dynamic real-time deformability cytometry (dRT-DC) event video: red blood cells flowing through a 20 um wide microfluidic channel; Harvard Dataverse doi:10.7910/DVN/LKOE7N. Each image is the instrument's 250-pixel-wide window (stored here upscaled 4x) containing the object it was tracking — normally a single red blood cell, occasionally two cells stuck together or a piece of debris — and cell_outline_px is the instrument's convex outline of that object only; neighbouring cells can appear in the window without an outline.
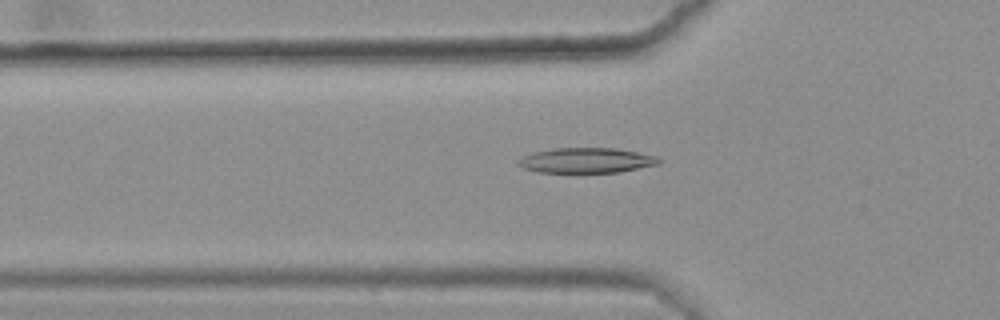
{"species": "common noctule bat (a hibernating species)", "species_latin": "Nyctalus noctula", "temperature_condition": "warm", "stored_images_in_passage": 35, "camera_frame_rate_fps": 3000, "um_per_image_px": 0.085, "animal": {"sex": "female", "body_mass_g": 25.1}, "frame": {"image": 1, "passage_image": 4, "time_ms": 1.0, "image_size_px": [1000, 320], "cell_outline_px": [[660, 164], [620, 172], [540, 172], [524, 168], [516, 164], [516, 160], [532, 152], [552, 148], [616, 148], [656, 156], [660, 160]], "centroid_in_image_um": [49.82, 13.63], "position_along_channel_um": 76.0, "area_um2": 20.58}}
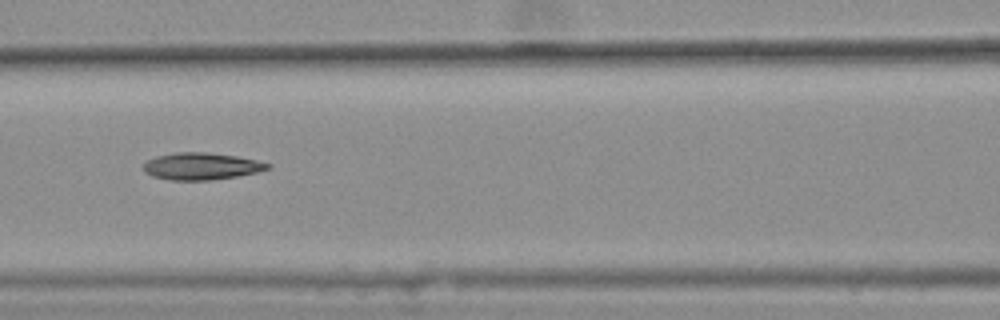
{"frame": {"image": 2, "passage_image": 10, "time_ms": 3.0, "image_size_px": [1000, 320], "cell_outline_px": [[272, 168], [256, 172], [236, 176], [208, 180], [168, 180], [152, 176], [144, 172], [144, 164], [148, 160], [156, 156], [176, 152], [204, 152], [236, 156], [256, 160], [272, 164]], "centroid_in_image_um": [17.11, 14.13], "position_along_channel_um": 149.5, "area_um2": 19.48}}
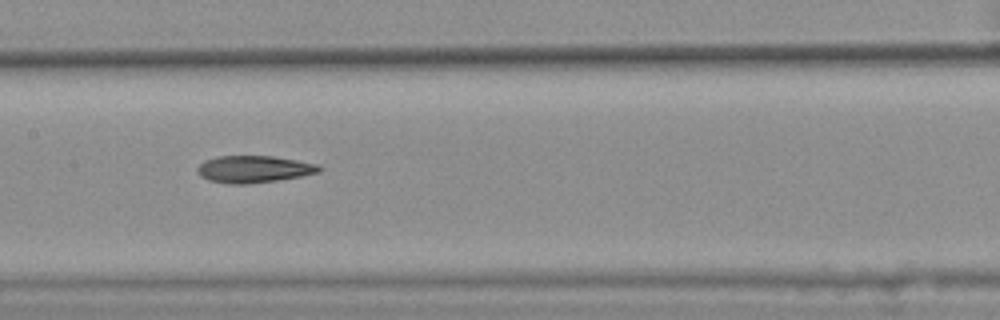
{"frame": {"image": 3, "passage_image": 13, "time_ms": 4.0, "image_size_px": [1000, 320], "cell_outline_px": [[320, 172], [300, 176], [276, 180], [248, 184], [228, 184], [208, 180], [200, 176], [196, 172], [196, 168], [204, 160], [216, 156], [272, 156], [320, 164]], "centroid_in_image_um": [21.53, 14.37], "position_along_channel_um": 185.9, "area_um2": 19.25}, "authors_computed_cell_mechanics": {"area_um2": 19.074, "velocity_mm_per_s": 3.6449, "shape_relaxation_time_tau1_ms": null, "shape_relaxation_time_tau2_ms": 8.1144, "deformation_change_tau1": null, "deformation_change_tau2": 0.1912}}